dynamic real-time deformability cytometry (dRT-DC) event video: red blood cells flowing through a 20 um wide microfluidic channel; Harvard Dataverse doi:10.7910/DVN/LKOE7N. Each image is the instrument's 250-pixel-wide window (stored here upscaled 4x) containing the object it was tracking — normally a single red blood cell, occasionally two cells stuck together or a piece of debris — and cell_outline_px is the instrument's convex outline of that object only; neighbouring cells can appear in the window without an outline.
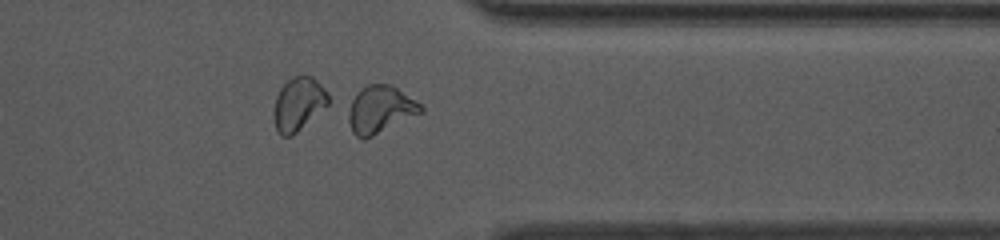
{"species": "common noctule bat (a hibernating species)", "species_latin": "Nyctalus noctula", "temperature_condition": "warm", "stored_images_in_passage": 32, "camera_frame_rate_fps": 3000, "um_per_image_px": 0.085, "animal": {"sex": "female", "body_mass_g": 10.0, "forearm_length_mm": 53.1}, "frame": {"image": 1, "passage_image": 28, "time_ms": 9.0, "image_size_px": [1000, 240], "cell_outline_px": [[424, 112], [364, 140], [356, 136], [352, 132], [348, 120], [348, 116], [352, 100], [356, 92], [368, 84], [388, 84], [396, 88], [416, 100], [424, 108]], "centroid_in_image_um": [32.33, 9.32], "position_along_channel_um": 379.1, "area_um2": 19.88}, "authors_computed_cell_mechanics": {"area_um2": 18.9584, "velocity_mm_per_s": 4.3375, "shape_relaxation_time_tau1_ms": 5.1347, "shape_relaxation_time_tau2_ms": 2.0912, "deformation_change_tau1": 0.2034, "deformation_change_tau2": 0.0982}}